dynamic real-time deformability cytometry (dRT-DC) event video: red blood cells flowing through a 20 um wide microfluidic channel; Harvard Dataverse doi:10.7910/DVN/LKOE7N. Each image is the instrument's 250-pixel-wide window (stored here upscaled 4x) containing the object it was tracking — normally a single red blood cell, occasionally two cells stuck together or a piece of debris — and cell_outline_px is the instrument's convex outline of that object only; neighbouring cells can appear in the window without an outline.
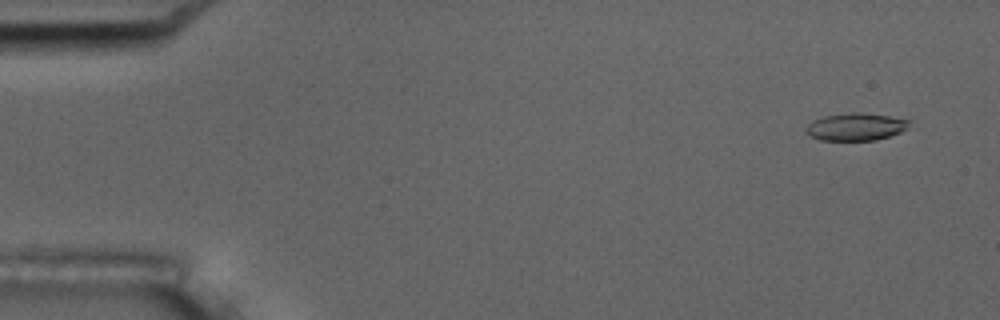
{"species": "common noctule bat (a hibernating species)", "species_latin": "Nyctalus noctula", "temperature_condition": "room temperature", "stored_images_in_passage": 5, "camera_frame_rate_fps": 3000, "um_per_image_px": 0.085, "animal": {"sex": "male", "body_mass_g": 17.5, "forearm_length_mm": 52.3}, "frame": {"image": 1, "passage_image": 2, "time_ms": 1.0, "image_size_px": [1000, 320], "cell_outline_px": [[912, 120], [908, 128], [900, 132], [876, 140], [820, 140], [808, 136], [804, 132], [804, 128], [812, 120], [824, 116], [852, 112], [860, 112], [888, 116]], "centroid_in_image_um": [72.7, 10.78], "position_along_channel_um": 12.3, "area_um2": 16.7}}